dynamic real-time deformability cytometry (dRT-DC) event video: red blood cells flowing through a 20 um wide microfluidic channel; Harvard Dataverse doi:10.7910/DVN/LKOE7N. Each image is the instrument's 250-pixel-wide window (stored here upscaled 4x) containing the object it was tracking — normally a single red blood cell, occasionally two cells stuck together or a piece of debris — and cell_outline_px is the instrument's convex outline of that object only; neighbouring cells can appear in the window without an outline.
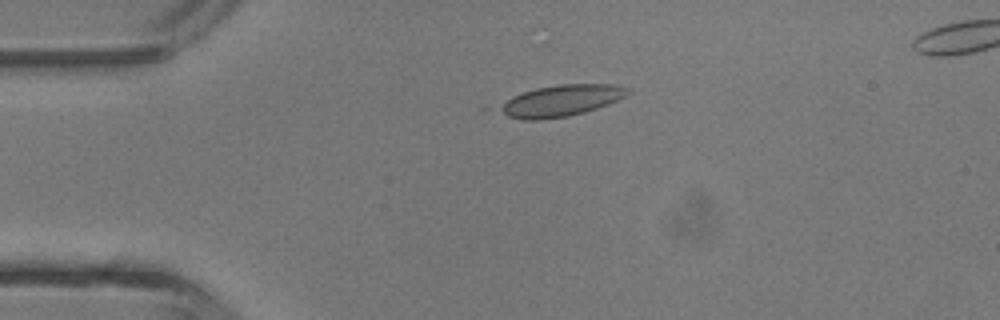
{"species": "common noctule bat (a hibernating species)", "species_latin": "Nyctalus noctula", "temperature_condition": "room temperature", "stored_images_in_passage": 3, "camera_frame_rate_fps": 3000, "um_per_image_px": 0.085, "animal": {"sex": "male", "body_mass_g": 13.3}, "frame": {"image": 1, "passage_image": 1, "time_ms": 0.0, "image_size_px": [1000, 320], "cell_outline_px": [[632, 92], [608, 104], [584, 112], [568, 116], [540, 120], [524, 120], [508, 116], [500, 112], [496, 108], [512, 96], [536, 88], [560, 84], [616, 84], [632, 88]], "centroid_in_image_um": [47.71, 8.55], "position_along_channel_um": 37.3, "area_um2": 23.47}}
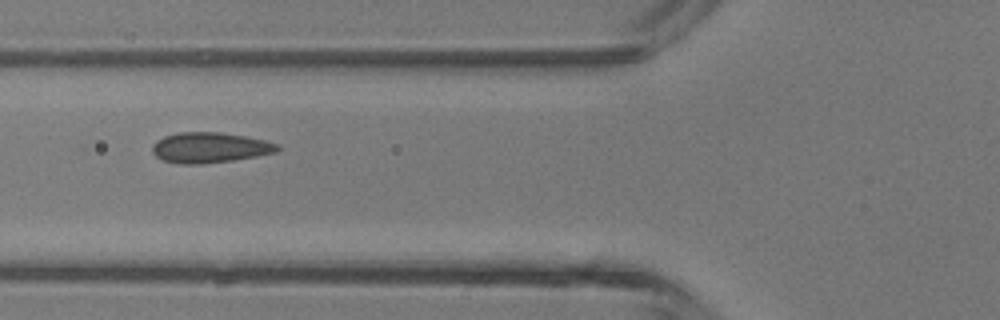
{"frame": {"image": 2, "passage_image": 3, "time_ms": 2.333, "image_size_px": [1000, 320], "cell_outline_px": [[280, 148], [276, 152], [256, 156], [232, 160], [204, 164], [180, 164], [164, 160], [156, 156], [152, 152], [152, 144], [156, 140], [164, 136], [176, 132], [220, 132], [244, 136], [264, 140], [280, 144]], "centroid_in_image_um": [17.81, 12.54], "position_along_channel_um": 108.0, "area_um2": 22.25}}